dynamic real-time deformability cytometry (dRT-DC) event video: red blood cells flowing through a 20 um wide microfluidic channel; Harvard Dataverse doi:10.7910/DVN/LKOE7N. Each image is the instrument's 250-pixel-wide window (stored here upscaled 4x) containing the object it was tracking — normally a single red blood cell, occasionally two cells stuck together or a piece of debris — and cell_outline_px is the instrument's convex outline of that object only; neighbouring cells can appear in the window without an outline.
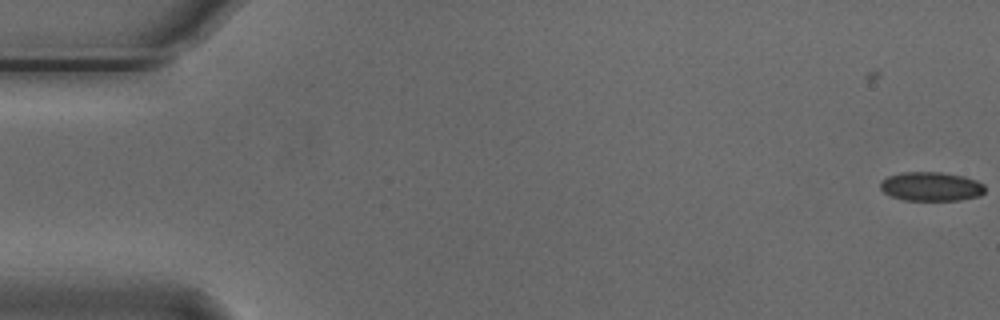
{"species": "Egyptian fruit bat (a non-hibernating species)", "species_latin": "Rousettus aegyptiacus", "temperature_condition": "cold", "stored_images_in_passage": 5, "camera_frame_rate_fps": 3000, "um_per_image_px": 0.085, "animal": {"sex": "male"}, "frame": {"image": 1, "passage_image": 5, "time_ms": 1.333, "image_size_px": [1000, 320], "cell_outline_px": [[984, 192], [980, 196], [960, 200], [904, 200], [892, 196], [884, 192], [880, 188], [880, 180], [888, 176], [900, 172], [940, 172], [964, 176], [976, 180], [984, 184]], "centroid_in_image_um": [79.14, 15.84], "position_along_channel_um": 5.9, "area_um2": 17.8}}